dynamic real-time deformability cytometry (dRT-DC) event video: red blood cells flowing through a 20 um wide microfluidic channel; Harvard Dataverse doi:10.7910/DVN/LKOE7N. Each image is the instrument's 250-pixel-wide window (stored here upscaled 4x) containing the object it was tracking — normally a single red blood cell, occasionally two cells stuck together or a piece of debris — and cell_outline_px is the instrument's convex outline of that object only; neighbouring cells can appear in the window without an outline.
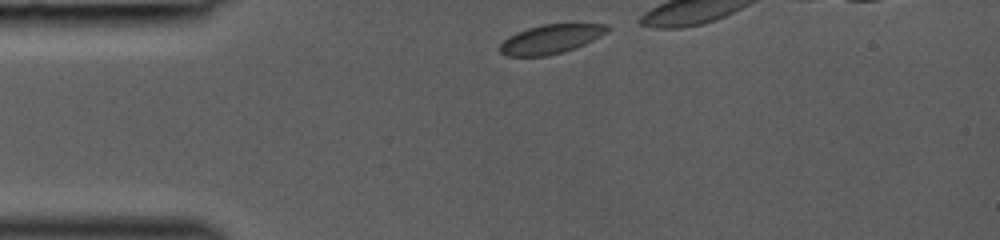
{"species": "common noctule bat (a hibernating species)", "species_latin": "Nyctalus noctula", "temperature_condition": "room temperature", "stored_images_in_passage": 10, "camera_frame_rate_fps": 3000, "um_per_image_px": 0.085, "animal": {"sex": "female", "body_mass_g": 19.0, "forearm_length_mm": 53.3}, "frame": {"image": 1, "passage_image": 1, "time_ms": 0.0, "image_size_px": [1000, 240], "cell_outline_px": [[608, 28], [600, 36], [576, 48], [564, 52], [548, 56], [504, 56], [496, 48], [508, 36], [516, 32], [528, 28], [544, 24], [608, 24]], "centroid_in_image_um": [46.73, 3.34], "position_along_channel_um": 38.3, "area_um2": 18.21}}
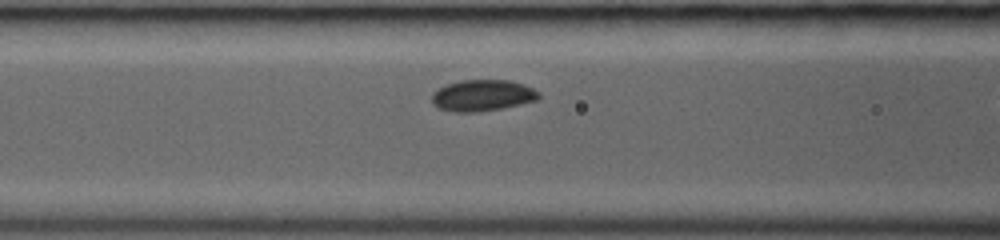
{"frame": {"image": 2, "passage_image": 9, "time_ms": 2.667, "image_size_px": [1000, 240], "cell_outline_px": [[540, 96], [536, 100], [520, 104], [480, 112], [452, 112], [440, 108], [432, 104], [432, 92], [448, 84], [460, 80], [508, 80], [524, 84], [540, 92]], "centroid_in_image_um": [41.0, 8.11], "position_along_channel_um": 125.6, "area_um2": 19.48}}